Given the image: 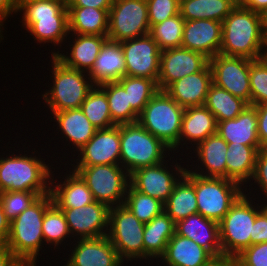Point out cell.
Instances as JSON below:
<instances>
[{"instance_id":"obj_1","label":"cell","mask_w":267,"mask_h":266,"mask_svg":"<svg viewBox=\"0 0 267 266\" xmlns=\"http://www.w3.org/2000/svg\"><path fill=\"white\" fill-rule=\"evenodd\" d=\"M6 147H8L6 151L11 152L0 155V193L23 191L34 192L38 196L49 194L51 169L59 168H53V163L51 165L47 164L48 161L45 162L46 159L41 158V153L36 150V147L32 148L34 150L32 152L28 149V146L25 147L28 151L25 148L23 149L24 151L19 148L15 150L16 154L12 150H7L15 147L8 145ZM29 152L32 154L30 155Z\"/></svg>"},{"instance_id":"obj_2","label":"cell","mask_w":267,"mask_h":266,"mask_svg":"<svg viewBox=\"0 0 267 266\" xmlns=\"http://www.w3.org/2000/svg\"><path fill=\"white\" fill-rule=\"evenodd\" d=\"M266 45L263 15L237 5L222 22L220 54L258 60Z\"/></svg>"},{"instance_id":"obj_3","label":"cell","mask_w":267,"mask_h":266,"mask_svg":"<svg viewBox=\"0 0 267 266\" xmlns=\"http://www.w3.org/2000/svg\"><path fill=\"white\" fill-rule=\"evenodd\" d=\"M17 13L25 33H30L37 45L53 46L50 56L59 53L68 38V10L66 0H42L23 4ZM57 47V50H56ZM55 48V49H54Z\"/></svg>"},{"instance_id":"obj_4","label":"cell","mask_w":267,"mask_h":266,"mask_svg":"<svg viewBox=\"0 0 267 266\" xmlns=\"http://www.w3.org/2000/svg\"><path fill=\"white\" fill-rule=\"evenodd\" d=\"M52 203L51 193L39 196L11 221L7 246L21 263H39L40 251L46 248L42 223L46 209Z\"/></svg>"},{"instance_id":"obj_5","label":"cell","mask_w":267,"mask_h":266,"mask_svg":"<svg viewBox=\"0 0 267 266\" xmlns=\"http://www.w3.org/2000/svg\"><path fill=\"white\" fill-rule=\"evenodd\" d=\"M51 68H47L49 78L52 80L44 93L40 96L44 101V108L57 112L69 109H77L85 101L90 90L95 86L88 73L66 67L55 56H49ZM46 105V106H45Z\"/></svg>"},{"instance_id":"obj_6","label":"cell","mask_w":267,"mask_h":266,"mask_svg":"<svg viewBox=\"0 0 267 266\" xmlns=\"http://www.w3.org/2000/svg\"><path fill=\"white\" fill-rule=\"evenodd\" d=\"M171 154L168 146L138 122L120 125V165L129 174L164 162Z\"/></svg>"},{"instance_id":"obj_7","label":"cell","mask_w":267,"mask_h":266,"mask_svg":"<svg viewBox=\"0 0 267 266\" xmlns=\"http://www.w3.org/2000/svg\"><path fill=\"white\" fill-rule=\"evenodd\" d=\"M262 210L261 200L246 193L237 199L219 222L222 256L235 258L250 246L253 224Z\"/></svg>"},{"instance_id":"obj_8","label":"cell","mask_w":267,"mask_h":266,"mask_svg":"<svg viewBox=\"0 0 267 266\" xmlns=\"http://www.w3.org/2000/svg\"><path fill=\"white\" fill-rule=\"evenodd\" d=\"M185 108L159 90L145 105L137 122L160 139L174 154L179 153V135Z\"/></svg>"},{"instance_id":"obj_9","label":"cell","mask_w":267,"mask_h":266,"mask_svg":"<svg viewBox=\"0 0 267 266\" xmlns=\"http://www.w3.org/2000/svg\"><path fill=\"white\" fill-rule=\"evenodd\" d=\"M68 167L86 183L95 201L110 208L124 204L130 174L120 164Z\"/></svg>"},{"instance_id":"obj_10","label":"cell","mask_w":267,"mask_h":266,"mask_svg":"<svg viewBox=\"0 0 267 266\" xmlns=\"http://www.w3.org/2000/svg\"><path fill=\"white\" fill-rule=\"evenodd\" d=\"M144 226L124 205L110 208L107 237L126 264L144 261Z\"/></svg>"},{"instance_id":"obj_11","label":"cell","mask_w":267,"mask_h":266,"mask_svg":"<svg viewBox=\"0 0 267 266\" xmlns=\"http://www.w3.org/2000/svg\"><path fill=\"white\" fill-rule=\"evenodd\" d=\"M179 157L180 154L172 153L164 162L135 170L130 174V185L135 190L165 203L187 169V164H184L187 163L186 159Z\"/></svg>"},{"instance_id":"obj_12","label":"cell","mask_w":267,"mask_h":266,"mask_svg":"<svg viewBox=\"0 0 267 266\" xmlns=\"http://www.w3.org/2000/svg\"><path fill=\"white\" fill-rule=\"evenodd\" d=\"M195 193L198 213L219 223L244 193V188L230 179L195 174Z\"/></svg>"},{"instance_id":"obj_13","label":"cell","mask_w":267,"mask_h":266,"mask_svg":"<svg viewBox=\"0 0 267 266\" xmlns=\"http://www.w3.org/2000/svg\"><path fill=\"white\" fill-rule=\"evenodd\" d=\"M150 32L146 0H114L108 19V40L122 42Z\"/></svg>"},{"instance_id":"obj_14","label":"cell","mask_w":267,"mask_h":266,"mask_svg":"<svg viewBox=\"0 0 267 266\" xmlns=\"http://www.w3.org/2000/svg\"><path fill=\"white\" fill-rule=\"evenodd\" d=\"M244 57L217 54L209 59L213 84L232 95L240 97L251 105L250 63Z\"/></svg>"},{"instance_id":"obj_15","label":"cell","mask_w":267,"mask_h":266,"mask_svg":"<svg viewBox=\"0 0 267 266\" xmlns=\"http://www.w3.org/2000/svg\"><path fill=\"white\" fill-rule=\"evenodd\" d=\"M126 67L125 76L153 79L157 82L160 72L161 50L151 35L120 42Z\"/></svg>"},{"instance_id":"obj_16","label":"cell","mask_w":267,"mask_h":266,"mask_svg":"<svg viewBox=\"0 0 267 266\" xmlns=\"http://www.w3.org/2000/svg\"><path fill=\"white\" fill-rule=\"evenodd\" d=\"M76 154L70 163L69 159L65 161V156L61 158L64 157L62 160L69 166L120 164V125L96 130L94 136Z\"/></svg>"},{"instance_id":"obj_17","label":"cell","mask_w":267,"mask_h":266,"mask_svg":"<svg viewBox=\"0 0 267 266\" xmlns=\"http://www.w3.org/2000/svg\"><path fill=\"white\" fill-rule=\"evenodd\" d=\"M69 247L70 249L65 253L68 258L62 259L66 263L61 266H127L120 259L107 235L75 239Z\"/></svg>"},{"instance_id":"obj_18","label":"cell","mask_w":267,"mask_h":266,"mask_svg":"<svg viewBox=\"0 0 267 266\" xmlns=\"http://www.w3.org/2000/svg\"><path fill=\"white\" fill-rule=\"evenodd\" d=\"M75 239L98 238L108 234L110 207L94 201L78 208H60Z\"/></svg>"},{"instance_id":"obj_19","label":"cell","mask_w":267,"mask_h":266,"mask_svg":"<svg viewBox=\"0 0 267 266\" xmlns=\"http://www.w3.org/2000/svg\"><path fill=\"white\" fill-rule=\"evenodd\" d=\"M227 150L228 143L218 133L210 135L187 153V170L203 177L226 178Z\"/></svg>"},{"instance_id":"obj_20","label":"cell","mask_w":267,"mask_h":266,"mask_svg":"<svg viewBox=\"0 0 267 266\" xmlns=\"http://www.w3.org/2000/svg\"><path fill=\"white\" fill-rule=\"evenodd\" d=\"M209 63L204 54L183 47L161 51L160 72L157 79L159 90L164 91L171 83L201 71Z\"/></svg>"},{"instance_id":"obj_21","label":"cell","mask_w":267,"mask_h":266,"mask_svg":"<svg viewBox=\"0 0 267 266\" xmlns=\"http://www.w3.org/2000/svg\"><path fill=\"white\" fill-rule=\"evenodd\" d=\"M69 35L64 44L68 48L63 47L64 49L59 50L55 57L66 67L89 73L95 64L101 47L108 39L107 35Z\"/></svg>"},{"instance_id":"obj_22","label":"cell","mask_w":267,"mask_h":266,"mask_svg":"<svg viewBox=\"0 0 267 266\" xmlns=\"http://www.w3.org/2000/svg\"><path fill=\"white\" fill-rule=\"evenodd\" d=\"M50 114L51 116H49L48 119L51 118L53 122H55L53 128L57 126L54 133L58 131L56 132V135H58V139H63L61 140L63 141L62 144L66 142L64 145L66 147L63 148L65 149L69 146L71 150L74 149L72 151L70 150L71 158L74 157L75 152L83 147L94 136V133L97 130L80 108L50 112ZM59 134L62 137H59Z\"/></svg>"},{"instance_id":"obj_23","label":"cell","mask_w":267,"mask_h":266,"mask_svg":"<svg viewBox=\"0 0 267 266\" xmlns=\"http://www.w3.org/2000/svg\"><path fill=\"white\" fill-rule=\"evenodd\" d=\"M222 22L197 19L185 21L181 47L197 51L207 58L220 53Z\"/></svg>"},{"instance_id":"obj_24","label":"cell","mask_w":267,"mask_h":266,"mask_svg":"<svg viewBox=\"0 0 267 266\" xmlns=\"http://www.w3.org/2000/svg\"><path fill=\"white\" fill-rule=\"evenodd\" d=\"M215 133H217V121L208 108L205 106L185 108L179 135V151L181 149L182 152L179 154L182 157L186 156V152L191 151V148Z\"/></svg>"},{"instance_id":"obj_25","label":"cell","mask_w":267,"mask_h":266,"mask_svg":"<svg viewBox=\"0 0 267 266\" xmlns=\"http://www.w3.org/2000/svg\"><path fill=\"white\" fill-rule=\"evenodd\" d=\"M63 170L67 171L63 172ZM63 170L62 173H64V175L60 172L59 175L61 176L58 174L54 176V170L51 174L50 193L52 195L53 202L59 208H78L94 202L95 200L92 192L89 190L82 178L75 171L70 170L68 165L67 167L64 166Z\"/></svg>"},{"instance_id":"obj_26","label":"cell","mask_w":267,"mask_h":266,"mask_svg":"<svg viewBox=\"0 0 267 266\" xmlns=\"http://www.w3.org/2000/svg\"><path fill=\"white\" fill-rule=\"evenodd\" d=\"M212 84V72L208 63L201 71L171 83L164 91L183 108L204 106Z\"/></svg>"},{"instance_id":"obj_27","label":"cell","mask_w":267,"mask_h":266,"mask_svg":"<svg viewBox=\"0 0 267 266\" xmlns=\"http://www.w3.org/2000/svg\"><path fill=\"white\" fill-rule=\"evenodd\" d=\"M175 233L193 240L214 258L222 257L218 222L196 213L178 221Z\"/></svg>"},{"instance_id":"obj_28","label":"cell","mask_w":267,"mask_h":266,"mask_svg":"<svg viewBox=\"0 0 267 266\" xmlns=\"http://www.w3.org/2000/svg\"><path fill=\"white\" fill-rule=\"evenodd\" d=\"M217 133L228 145L260 146L256 107L248 105L236 118L217 122Z\"/></svg>"},{"instance_id":"obj_29","label":"cell","mask_w":267,"mask_h":266,"mask_svg":"<svg viewBox=\"0 0 267 266\" xmlns=\"http://www.w3.org/2000/svg\"><path fill=\"white\" fill-rule=\"evenodd\" d=\"M214 257L193 240L176 233L167 243L165 254L156 263L164 266H205ZM161 261V262H160Z\"/></svg>"},{"instance_id":"obj_30","label":"cell","mask_w":267,"mask_h":266,"mask_svg":"<svg viewBox=\"0 0 267 266\" xmlns=\"http://www.w3.org/2000/svg\"><path fill=\"white\" fill-rule=\"evenodd\" d=\"M126 67L120 42L106 40L91 71L88 73L94 85L119 81L125 76Z\"/></svg>"},{"instance_id":"obj_31","label":"cell","mask_w":267,"mask_h":266,"mask_svg":"<svg viewBox=\"0 0 267 266\" xmlns=\"http://www.w3.org/2000/svg\"><path fill=\"white\" fill-rule=\"evenodd\" d=\"M176 223L163 211L155 216L150 222L145 223L144 242V262L159 261L165 254L167 243L175 234ZM147 260V261H146Z\"/></svg>"},{"instance_id":"obj_32","label":"cell","mask_w":267,"mask_h":266,"mask_svg":"<svg viewBox=\"0 0 267 266\" xmlns=\"http://www.w3.org/2000/svg\"><path fill=\"white\" fill-rule=\"evenodd\" d=\"M164 211L175 223L198 213L195 173L186 169L185 174L175 184L171 195L164 203Z\"/></svg>"},{"instance_id":"obj_33","label":"cell","mask_w":267,"mask_h":266,"mask_svg":"<svg viewBox=\"0 0 267 266\" xmlns=\"http://www.w3.org/2000/svg\"><path fill=\"white\" fill-rule=\"evenodd\" d=\"M261 146L228 145L226 152V179L237 182L243 188L251 182L256 156Z\"/></svg>"},{"instance_id":"obj_34","label":"cell","mask_w":267,"mask_h":266,"mask_svg":"<svg viewBox=\"0 0 267 266\" xmlns=\"http://www.w3.org/2000/svg\"><path fill=\"white\" fill-rule=\"evenodd\" d=\"M69 34L107 35L110 9L67 7Z\"/></svg>"},{"instance_id":"obj_35","label":"cell","mask_w":267,"mask_h":266,"mask_svg":"<svg viewBox=\"0 0 267 266\" xmlns=\"http://www.w3.org/2000/svg\"><path fill=\"white\" fill-rule=\"evenodd\" d=\"M236 6L233 0H180L179 13L185 21L208 19L223 22Z\"/></svg>"},{"instance_id":"obj_36","label":"cell","mask_w":267,"mask_h":266,"mask_svg":"<svg viewBox=\"0 0 267 266\" xmlns=\"http://www.w3.org/2000/svg\"><path fill=\"white\" fill-rule=\"evenodd\" d=\"M42 231L44 243L48 250L51 246L54 250H61L62 248H60V246L65 250L67 248L66 246L69 247L71 242L74 241L63 211L54 202L46 209L42 223Z\"/></svg>"},{"instance_id":"obj_37","label":"cell","mask_w":267,"mask_h":266,"mask_svg":"<svg viewBox=\"0 0 267 266\" xmlns=\"http://www.w3.org/2000/svg\"><path fill=\"white\" fill-rule=\"evenodd\" d=\"M248 105L249 103L244 99L214 84L210 86L204 103L217 122L236 118Z\"/></svg>"},{"instance_id":"obj_38","label":"cell","mask_w":267,"mask_h":266,"mask_svg":"<svg viewBox=\"0 0 267 266\" xmlns=\"http://www.w3.org/2000/svg\"><path fill=\"white\" fill-rule=\"evenodd\" d=\"M106 92L110 115L116 125L135 123L138 114L131 108L128 92L118 82H107L100 85Z\"/></svg>"},{"instance_id":"obj_39","label":"cell","mask_w":267,"mask_h":266,"mask_svg":"<svg viewBox=\"0 0 267 266\" xmlns=\"http://www.w3.org/2000/svg\"><path fill=\"white\" fill-rule=\"evenodd\" d=\"M80 109L97 130L116 125L111 119L106 92L100 85L90 90Z\"/></svg>"},{"instance_id":"obj_40","label":"cell","mask_w":267,"mask_h":266,"mask_svg":"<svg viewBox=\"0 0 267 266\" xmlns=\"http://www.w3.org/2000/svg\"><path fill=\"white\" fill-rule=\"evenodd\" d=\"M128 92L131 108L139 115L145 105L159 91L153 79L124 76L118 81Z\"/></svg>"},{"instance_id":"obj_41","label":"cell","mask_w":267,"mask_h":266,"mask_svg":"<svg viewBox=\"0 0 267 266\" xmlns=\"http://www.w3.org/2000/svg\"><path fill=\"white\" fill-rule=\"evenodd\" d=\"M184 24L185 20L179 13L153 25L149 34L161 51L181 47Z\"/></svg>"},{"instance_id":"obj_42","label":"cell","mask_w":267,"mask_h":266,"mask_svg":"<svg viewBox=\"0 0 267 266\" xmlns=\"http://www.w3.org/2000/svg\"><path fill=\"white\" fill-rule=\"evenodd\" d=\"M123 205L144 224L164 211V203L135 190L131 185L128 187Z\"/></svg>"},{"instance_id":"obj_43","label":"cell","mask_w":267,"mask_h":266,"mask_svg":"<svg viewBox=\"0 0 267 266\" xmlns=\"http://www.w3.org/2000/svg\"><path fill=\"white\" fill-rule=\"evenodd\" d=\"M251 105L267 103V63L261 58L250 63Z\"/></svg>"},{"instance_id":"obj_44","label":"cell","mask_w":267,"mask_h":266,"mask_svg":"<svg viewBox=\"0 0 267 266\" xmlns=\"http://www.w3.org/2000/svg\"><path fill=\"white\" fill-rule=\"evenodd\" d=\"M39 196L34 192L6 191L0 193V203L7 218L13 221Z\"/></svg>"},{"instance_id":"obj_45","label":"cell","mask_w":267,"mask_h":266,"mask_svg":"<svg viewBox=\"0 0 267 266\" xmlns=\"http://www.w3.org/2000/svg\"><path fill=\"white\" fill-rule=\"evenodd\" d=\"M248 184L249 185H247L246 188H244V193H247V195L255 197L258 200H260V199L262 200L264 198H267V149H260L258 151V154L256 156L254 175H253V178L251 180V183H248ZM256 186H257V188H256ZM248 190H249V192H248ZM253 190H256L253 192L254 194L252 193ZM257 192H259V193H257ZM255 193H256V195H255ZM261 195L263 196V198L261 197Z\"/></svg>"},{"instance_id":"obj_46","label":"cell","mask_w":267,"mask_h":266,"mask_svg":"<svg viewBox=\"0 0 267 266\" xmlns=\"http://www.w3.org/2000/svg\"><path fill=\"white\" fill-rule=\"evenodd\" d=\"M150 28L179 14L180 0H146Z\"/></svg>"},{"instance_id":"obj_47","label":"cell","mask_w":267,"mask_h":266,"mask_svg":"<svg viewBox=\"0 0 267 266\" xmlns=\"http://www.w3.org/2000/svg\"><path fill=\"white\" fill-rule=\"evenodd\" d=\"M234 259L237 266H267V242L250 245Z\"/></svg>"},{"instance_id":"obj_48","label":"cell","mask_w":267,"mask_h":266,"mask_svg":"<svg viewBox=\"0 0 267 266\" xmlns=\"http://www.w3.org/2000/svg\"><path fill=\"white\" fill-rule=\"evenodd\" d=\"M267 242V214L262 210L255 218L250 245Z\"/></svg>"},{"instance_id":"obj_49","label":"cell","mask_w":267,"mask_h":266,"mask_svg":"<svg viewBox=\"0 0 267 266\" xmlns=\"http://www.w3.org/2000/svg\"><path fill=\"white\" fill-rule=\"evenodd\" d=\"M257 111V130L261 149H267V103L255 105Z\"/></svg>"},{"instance_id":"obj_50","label":"cell","mask_w":267,"mask_h":266,"mask_svg":"<svg viewBox=\"0 0 267 266\" xmlns=\"http://www.w3.org/2000/svg\"><path fill=\"white\" fill-rule=\"evenodd\" d=\"M114 0H66L67 7H93L110 9Z\"/></svg>"},{"instance_id":"obj_51","label":"cell","mask_w":267,"mask_h":266,"mask_svg":"<svg viewBox=\"0 0 267 266\" xmlns=\"http://www.w3.org/2000/svg\"><path fill=\"white\" fill-rule=\"evenodd\" d=\"M17 14V7L15 0H0V20L6 23L9 16L14 18Z\"/></svg>"},{"instance_id":"obj_52","label":"cell","mask_w":267,"mask_h":266,"mask_svg":"<svg viewBox=\"0 0 267 266\" xmlns=\"http://www.w3.org/2000/svg\"><path fill=\"white\" fill-rule=\"evenodd\" d=\"M10 223L11 222L5 215L3 206L0 203V246L7 245Z\"/></svg>"},{"instance_id":"obj_53","label":"cell","mask_w":267,"mask_h":266,"mask_svg":"<svg viewBox=\"0 0 267 266\" xmlns=\"http://www.w3.org/2000/svg\"><path fill=\"white\" fill-rule=\"evenodd\" d=\"M21 262L14 256L7 245L0 246V266H19Z\"/></svg>"},{"instance_id":"obj_54","label":"cell","mask_w":267,"mask_h":266,"mask_svg":"<svg viewBox=\"0 0 267 266\" xmlns=\"http://www.w3.org/2000/svg\"><path fill=\"white\" fill-rule=\"evenodd\" d=\"M243 6L263 16L267 12V0H246Z\"/></svg>"},{"instance_id":"obj_55","label":"cell","mask_w":267,"mask_h":266,"mask_svg":"<svg viewBox=\"0 0 267 266\" xmlns=\"http://www.w3.org/2000/svg\"><path fill=\"white\" fill-rule=\"evenodd\" d=\"M205 266H237V265L234 258L222 256L219 258H214Z\"/></svg>"},{"instance_id":"obj_56","label":"cell","mask_w":267,"mask_h":266,"mask_svg":"<svg viewBox=\"0 0 267 266\" xmlns=\"http://www.w3.org/2000/svg\"><path fill=\"white\" fill-rule=\"evenodd\" d=\"M37 1H42V0H15V4L18 10L25 3L37 2Z\"/></svg>"},{"instance_id":"obj_57","label":"cell","mask_w":267,"mask_h":266,"mask_svg":"<svg viewBox=\"0 0 267 266\" xmlns=\"http://www.w3.org/2000/svg\"><path fill=\"white\" fill-rule=\"evenodd\" d=\"M6 26L1 20H0V44L3 42L4 40V35H3V32L5 31L4 29V26Z\"/></svg>"},{"instance_id":"obj_58","label":"cell","mask_w":267,"mask_h":266,"mask_svg":"<svg viewBox=\"0 0 267 266\" xmlns=\"http://www.w3.org/2000/svg\"><path fill=\"white\" fill-rule=\"evenodd\" d=\"M263 21H264V30L267 37V12L263 16Z\"/></svg>"},{"instance_id":"obj_59","label":"cell","mask_w":267,"mask_h":266,"mask_svg":"<svg viewBox=\"0 0 267 266\" xmlns=\"http://www.w3.org/2000/svg\"><path fill=\"white\" fill-rule=\"evenodd\" d=\"M263 201V202H262ZM261 201V205H262V209L266 212L267 214V198H264L263 200Z\"/></svg>"},{"instance_id":"obj_60","label":"cell","mask_w":267,"mask_h":266,"mask_svg":"<svg viewBox=\"0 0 267 266\" xmlns=\"http://www.w3.org/2000/svg\"><path fill=\"white\" fill-rule=\"evenodd\" d=\"M262 59L267 63V45H266L265 51L263 52Z\"/></svg>"},{"instance_id":"obj_61","label":"cell","mask_w":267,"mask_h":266,"mask_svg":"<svg viewBox=\"0 0 267 266\" xmlns=\"http://www.w3.org/2000/svg\"><path fill=\"white\" fill-rule=\"evenodd\" d=\"M237 5H243L246 0H233Z\"/></svg>"},{"instance_id":"obj_62","label":"cell","mask_w":267,"mask_h":266,"mask_svg":"<svg viewBox=\"0 0 267 266\" xmlns=\"http://www.w3.org/2000/svg\"><path fill=\"white\" fill-rule=\"evenodd\" d=\"M23 266H39L37 264H31V263H23Z\"/></svg>"}]
</instances>
